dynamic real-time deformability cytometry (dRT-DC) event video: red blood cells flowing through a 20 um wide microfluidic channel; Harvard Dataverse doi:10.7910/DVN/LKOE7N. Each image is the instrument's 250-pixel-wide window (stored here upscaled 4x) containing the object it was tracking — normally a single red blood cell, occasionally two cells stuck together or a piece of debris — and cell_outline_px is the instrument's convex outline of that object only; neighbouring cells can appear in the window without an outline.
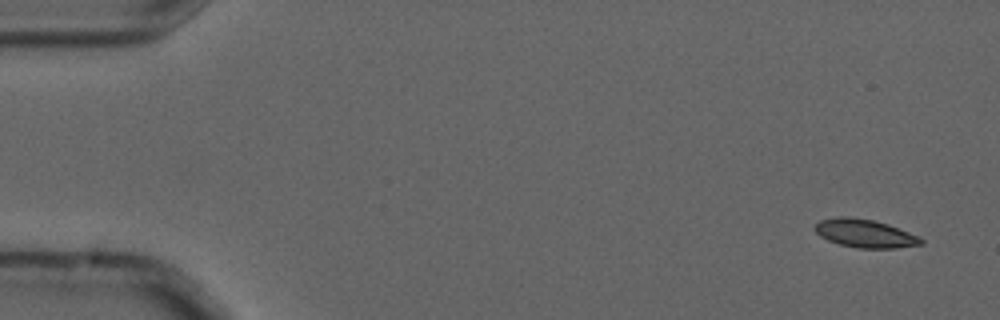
{"species": "common noctule bat (a hibernating species)", "species_latin": "Nyctalus noctula", "temperature_condition": "cold", "stored_images_in_passage": 3, "camera_frame_rate_fps": 3000, "um_per_image_px": 0.085, "animal": {"sex": "male", "forearm_length_mm": 52.5}, "frame": {"image": 1, "passage_image": 1, "time_ms": 0.0, "image_size_px": [1000, 320], "cell_outline_px": [[924, 244], [896, 248], [860, 248], [840, 244], [828, 240], [820, 236], [812, 228], [820, 220], [840, 216], [848, 216], [872, 220], [888, 224], [920, 236], [924, 240]], "centroid_in_image_um": [73.54, 19.84], "position_along_channel_um": 11.5, "area_um2": 17.51}}